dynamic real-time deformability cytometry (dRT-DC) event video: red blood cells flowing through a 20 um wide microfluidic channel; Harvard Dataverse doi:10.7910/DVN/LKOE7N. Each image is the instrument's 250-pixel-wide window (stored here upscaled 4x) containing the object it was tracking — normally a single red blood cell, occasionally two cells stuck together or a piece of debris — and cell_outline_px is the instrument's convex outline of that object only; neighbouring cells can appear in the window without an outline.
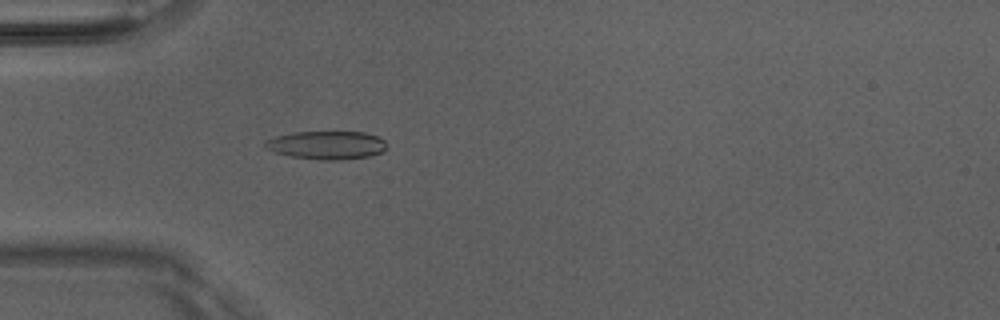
{"species": "Egyptian fruit bat (a non-hibernating species)", "species_latin": "Rousettus aegyptiacus", "temperature_condition": "room temperature", "stored_images_in_passage": 51, "camera_frame_rate_fps": 3000, "um_per_image_px": 0.085, "animal": {"sex": "male"}, "frame": {"image": 1, "passage_image": 16, "time_ms": 5.0, "image_size_px": [1000, 320], "cell_outline_px": [[388, 144], [384, 152], [372, 156], [340, 160], [320, 160], [292, 156], [276, 152], [264, 148], [264, 140], [276, 136], [296, 132], [364, 132], [380, 136]], "centroid_in_image_um": [27.83, 12.33], "position_along_channel_um": 57.2, "area_um2": 20.29}}
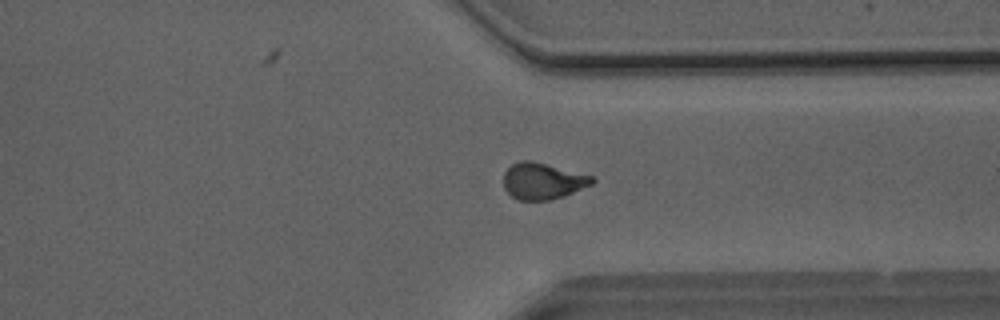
{"frame": {"image": 2, "passage_image": 39, "time_ms": 12.667, "image_size_px": [1000, 320], "cell_outline_px": [[596, 180], [592, 184], [564, 196], [552, 200], [516, 200], [504, 188], [504, 172], [512, 164], [520, 160], [528, 160], [592, 176]], "centroid_in_image_um": [46.11, 15.41], "position_along_channel_um": 365.3, "area_um2": 18.55}}
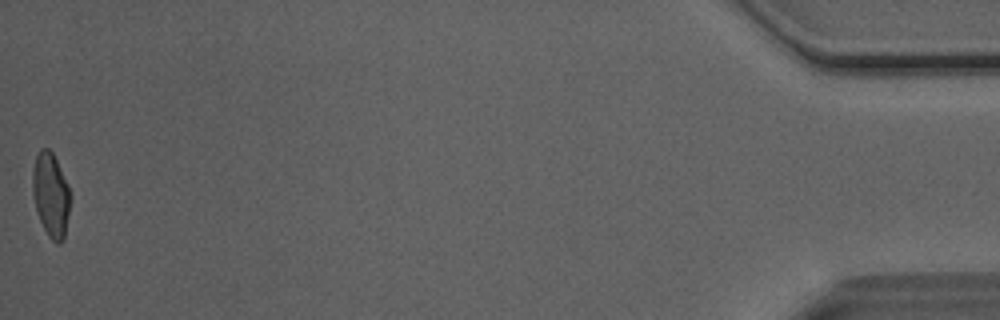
{"frame": {"image": 3, "passage_image": 51, "time_ms": 16.667, "image_size_px": [1000, 320], "cell_outline_px": [[72, 196], [64, 240], [60, 244], [56, 244], [48, 236], [40, 220], [36, 208], [32, 192], [32, 168], [36, 156], [40, 148], [48, 148], [52, 152], [68, 184]], "centroid_in_image_um": [4.33, 16.57], "position_along_channel_um": 430.9, "area_um2": 18.79}, "authors_computed_cell_mechanics": {"area_um2": 18.9584, "velocity_mm_per_s": 4.106, "shape_relaxation_time_tau1_ms": 5.2507, "shape_relaxation_time_tau2_ms": 1.7604, "deformation_change_tau1": 0.184, "deformation_change_tau2": 0.0747}}